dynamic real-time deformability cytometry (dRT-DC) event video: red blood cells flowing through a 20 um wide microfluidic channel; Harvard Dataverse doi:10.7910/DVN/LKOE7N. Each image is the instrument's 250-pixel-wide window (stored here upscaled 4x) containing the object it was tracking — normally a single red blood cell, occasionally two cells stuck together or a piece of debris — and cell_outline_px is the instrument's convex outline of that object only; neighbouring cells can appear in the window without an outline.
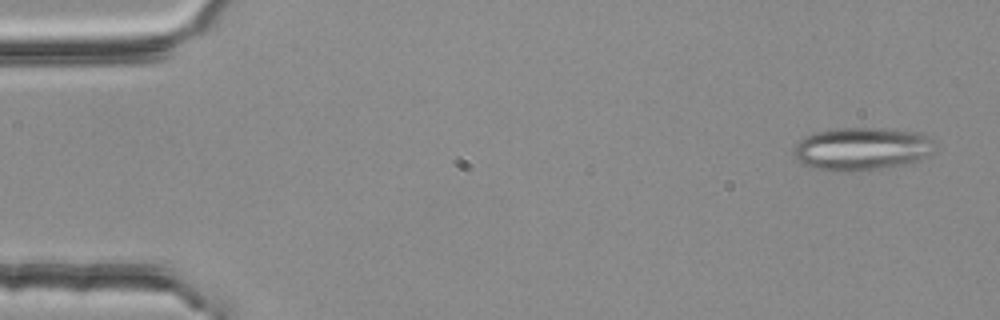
{"species": "common noctule bat (a hibernating species)", "species_latin": "Nyctalus noctula", "temperature_condition": "room temperature", "stored_images_in_passage": 4, "camera_frame_rate_fps": 3000, "um_per_image_px": 0.085, "animal": {"sex": "female", "body_mass_g": 25.1}, "frame": {"image": 1, "passage_image": 1, "time_ms": 0.0, "image_size_px": [1000, 320], "cell_outline_px": [[932, 152], [920, 160], [912, 164], [880, 168], [844, 172], [812, 168], [804, 164], [792, 156], [792, 148], [804, 136], [812, 132], [836, 128], [876, 128], [920, 132], [932, 140]], "centroid_in_image_um": [73.2, 12.65], "position_along_channel_um": 11.8, "area_um2": 35.55}}
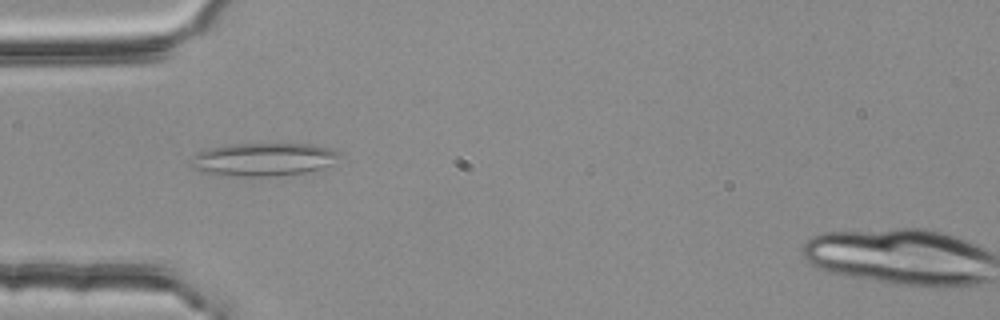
{"frame": {"image": 2, "passage_image": 4, "time_ms": 1.0, "image_size_px": [1000, 320], "cell_outline_px": [[344, 152], [340, 156], [328, 164], [320, 168], [304, 172], [268, 176], [248, 176], [200, 172], [192, 168], [192, 156], [208, 148], [232, 144], [312, 144]], "centroid_in_image_um": [22.38, 13.53], "position_along_channel_um": 62.6, "area_um2": 28.09}}